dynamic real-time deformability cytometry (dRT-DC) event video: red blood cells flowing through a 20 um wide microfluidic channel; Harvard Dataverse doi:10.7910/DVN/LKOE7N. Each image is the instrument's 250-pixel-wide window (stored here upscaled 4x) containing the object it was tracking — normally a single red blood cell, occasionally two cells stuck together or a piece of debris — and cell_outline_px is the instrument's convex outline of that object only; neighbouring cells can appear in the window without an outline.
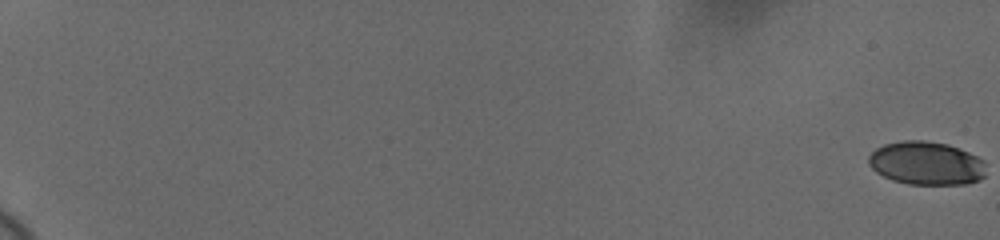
{"species": "human", "species_latin": "Homo sapiens", "temperature_condition": "cold", "stored_images_in_passage": 61, "camera_frame_rate_fps": 3000, "um_per_image_px": 0.085, "donor": {"sex": "female"}, "frame": {"image": 1, "passage_image": 1, "time_ms": 0.0, "image_size_px": [1000, 240], "cell_outline_px": [[984, 176], [980, 180], [968, 184], [908, 184], [892, 180], [876, 172], [868, 164], [868, 156], [876, 148], [884, 144], [900, 140], [924, 140], [948, 144], [968, 152], [984, 160]], "centroid_in_image_um": [78.72, 13.87], "position_along_channel_um": 6.3, "area_um2": 29.82}}
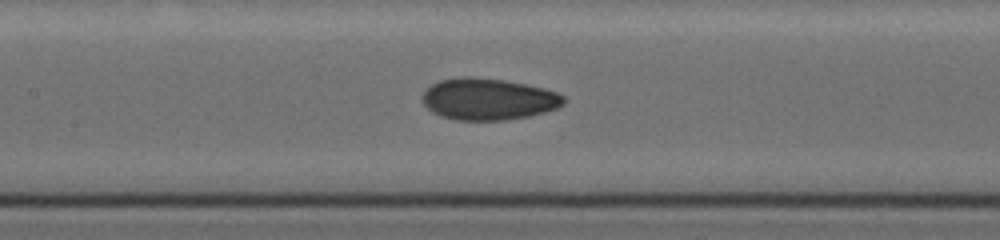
{"frame": {"image": 2, "passage_image": 34, "time_ms": 11.0, "image_size_px": [1000, 240], "cell_outline_px": [[564, 104], [556, 108], [544, 112], [528, 116], [504, 120], [456, 120], [440, 116], [432, 112], [424, 104], [424, 92], [432, 84], [440, 80], [460, 76], [472, 76], [504, 80], [544, 88], [556, 92], [564, 96]], "centroid_in_image_um": [41.5, 8.42], "position_along_channel_um": 165.9, "area_um2": 34.16}}
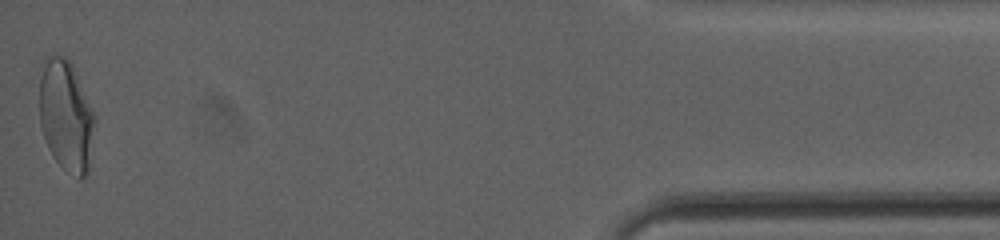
{"frame": {"image": 3, "passage_image": 61, "time_ms": 20.0, "image_size_px": [1000, 240], "cell_outline_px": [[96, 120], [88, 172], [80, 180], [64, 168], [52, 156], [48, 148], [40, 124], [40, 76], [44, 60], [48, 56], [64, 56], [72, 64], [96, 116]], "centroid_in_image_um": [5.63, 9.85], "position_along_channel_um": 429.6, "area_um2": 35.84}, "authors_computed_cell_mechanics": {"area_um2": 32.7148, "velocity_mm_per_s": 3.681, "shape_relaxation_time_tau1_ms": null, "shape_relaxation_time_tau2_ms": 1.2738, "deformation_change_tau1": null, "deformation_change_tau2": 0.0606}}